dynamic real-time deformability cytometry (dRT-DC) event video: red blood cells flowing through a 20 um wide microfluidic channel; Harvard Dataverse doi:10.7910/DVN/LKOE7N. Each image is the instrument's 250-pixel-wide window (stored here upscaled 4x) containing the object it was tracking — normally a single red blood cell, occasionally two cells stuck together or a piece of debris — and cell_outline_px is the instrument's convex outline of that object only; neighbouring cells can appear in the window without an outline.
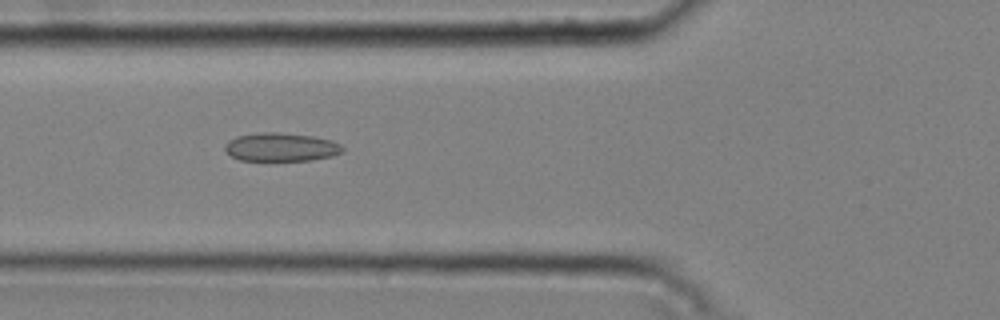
{"species": "common noctule bat (a hibernating species)", "species_latin": "Nyctalus noctula", "temperature_condition": "cold", "stored_images_in_passage": 41, "camera_frame_rate_fps": 3000, "um_per_image_px": 0.085, "animal": {"sex": "male", "body_mass_g": 20.4}, "frame": {"image": 1, "passage_image": 11, "time_ms": 3.333, "image_size_px": [1000, 320], "cell_outline_px": [[344, 148], [340, 152], [332, 156], [312, 160], [240, 160], [232, 156], [224, 148], [224, 144], [228, 140], [236, 136], [256, 132], [280, 132], [312, 136], [332, 140], [340, 144]], "centroid_in_image_um": [23.86, 12.49], "position_along_channel_um": 101.9, "area_um2": 19.54}}
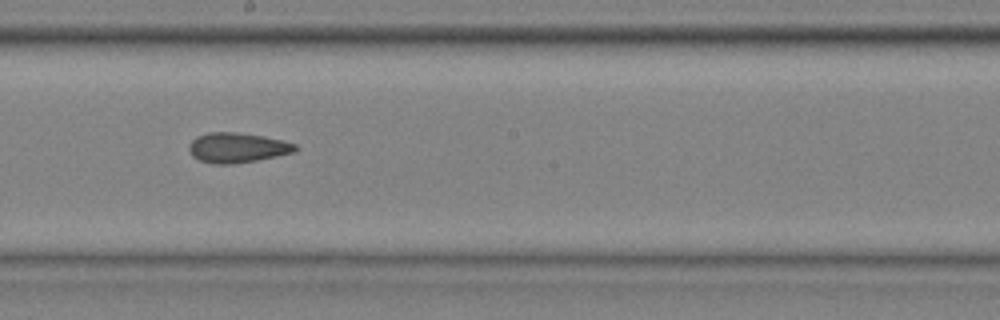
{"frame": {"image": 2, "passage_image": 21, "time_ms": 6.667, "image_size_px": [1000, 320], "cell_outline_px": [[300, 148], [292, 152], [276, 156], [256, 160], [232, 164], [212, 164], [200, 160], [192, 156], [188, 148], [188, 144], [196, 136], [208, 132], [236, 132], [264, 136], [296, 144]], "centroid_in_image_um": [20.13, 12.55], "position_along_channel_um": 228.1, "area_um2": 18.55}}
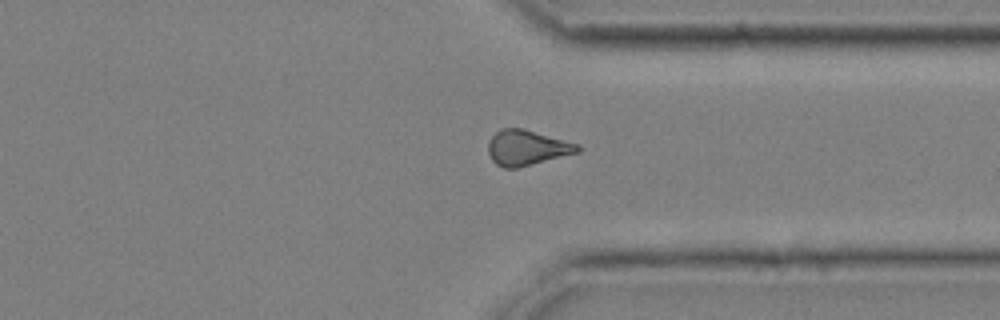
{"frame": {"image": 3, "passage_image": 32, "time_ms": 10.333, "image_size_px": [1000, 320], "cell_outline_px": [[584, 148], [580, 152], [516, 168], [504, 168], [496, 164], [492, 160], [488, 152], [488, 140], [500, 128], [520, 128], [580, 144]], "centroid_in_image_um": [44.8, 12.56], "position_along_channel_um": 366.6, "area_um2": 18.38}, "authors_computed_cell_mechanics": {"area_um2": 18.4382, "velocity_mm_per_s": 3.7805, "shape_relaxation_time_tau1_ms": null, "shape_relaxation_time_tau2_ms": 5.87, "deformation_change_tau1": null, "deformation_change_tau2": 0.1509}}